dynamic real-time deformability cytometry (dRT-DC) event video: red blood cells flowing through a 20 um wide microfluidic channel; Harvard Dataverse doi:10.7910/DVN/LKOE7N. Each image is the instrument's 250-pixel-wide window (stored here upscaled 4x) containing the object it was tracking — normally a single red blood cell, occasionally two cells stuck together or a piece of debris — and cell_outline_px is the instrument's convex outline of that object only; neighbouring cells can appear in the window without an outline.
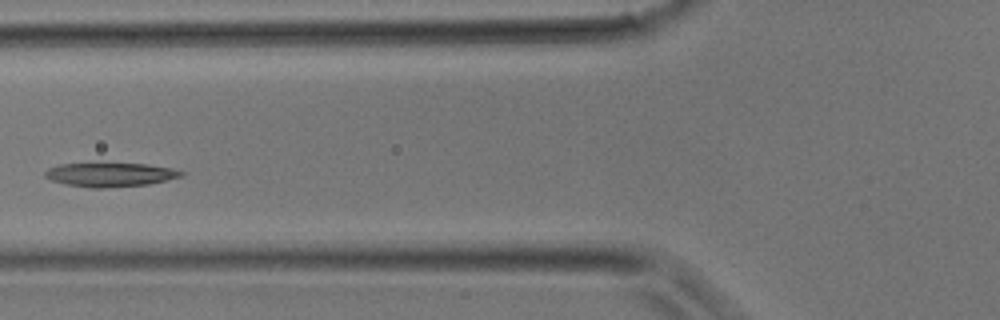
{"species": "common noctule bat (a hibernating species)", "species_latin": "Nyctalus noctula", "temperature_condition": "room temperature", "stored_images_in_passage": 15, "camera_frame_rate_fps": 3000, "um_per_image_px": 0.085, "animal": {"sex": "male", "body_mass_g": 17.9}, "frame": {"image": 1, "passage_image": 11, "time_ms": 3.333, "image_size_px": [1000, 320], "cell_outline_px": [[184, 176], [148, 184], [104, 188], [92, 188], [64, 184], [52, 180], [44, 176], [44, 172], [48, 168], [60, 164], [148, 164], [172, 168], [184, 172]], "centroid_in_image_um": [9.37, 14.85], "position_along_channel_um": 116.4, "area_um2": 18.84}}
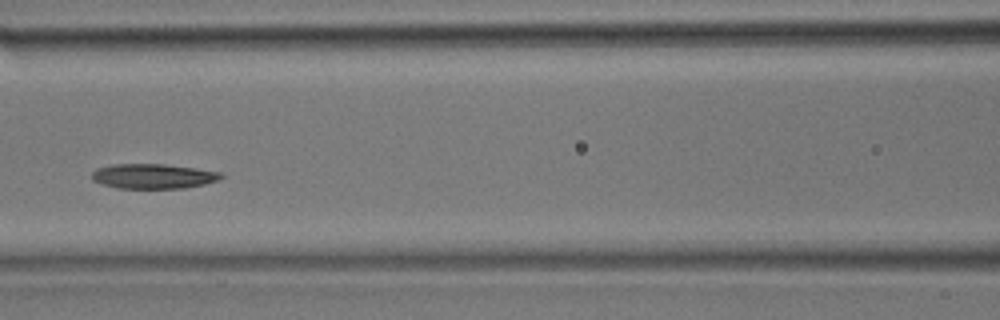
{"frame": {"image": 2, "passage_image": 13, "time_ms": 4.0, "image_size_px": [1000, 320], "cell_outline_px": [[224, 176], [216, 180], [204, 184], [184, 188], [116, 188], [92, 180], [92, 172], [96, 168], [112, 164], [164, 164], [220, 172]], "centroid_in_image_um": [12.98, 14.97], "position_along_channel_um": 153.6, "area_um2": 18.5}}